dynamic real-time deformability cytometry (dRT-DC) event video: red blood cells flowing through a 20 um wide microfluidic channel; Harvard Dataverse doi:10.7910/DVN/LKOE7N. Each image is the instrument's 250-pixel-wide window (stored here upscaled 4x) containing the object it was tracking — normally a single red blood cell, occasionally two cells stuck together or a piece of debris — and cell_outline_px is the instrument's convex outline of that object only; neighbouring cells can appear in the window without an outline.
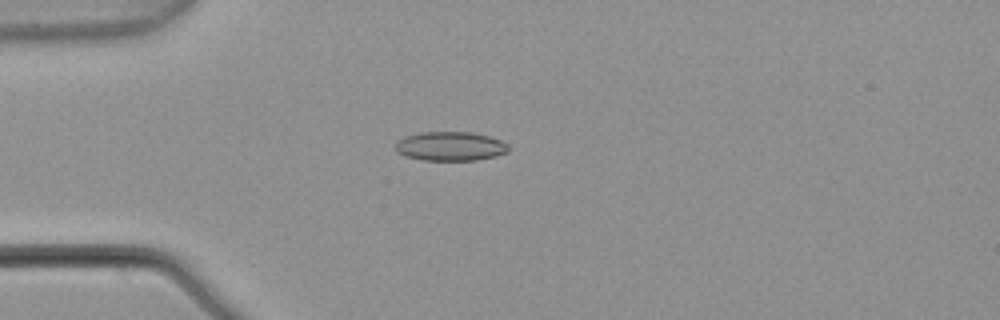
{"species": "common noctule bat (a hibernating species)", "species_latin": "Nyctalus noctula", "temperature_condition": "warm", "stored_images_in_passage": 5, "camera_frame_rate_fps": 3000, "um_per_image_px": 0.085, "animal": {"sex": "male", "body_mass_g": 21.5, "forearm_length_mm": 52.0}, "frame": {"image": 1, "passage_image": 3, "time_ms": 0.667, "image_size_px": [1000, 320], "cell_outline_px": [[508, 152], [496, 156], [476, 160], [424, 160], [404, 156], [396, 152], [396, 140], [404, 136], [420, 132], [472, 132], [488, 136], [500, 140], [508, 144]], "centroid_in_image_um": [38.25, 12.43], "position_along_channel_um": 46.7, "area_um2": 19.31}}
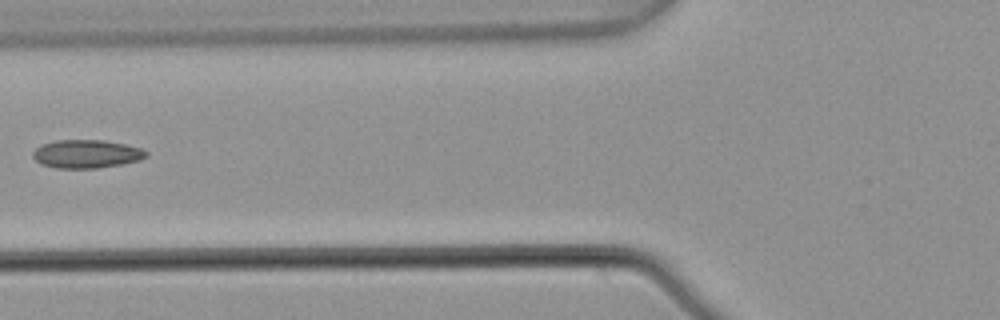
{"frame": {"image": 2, "passage_image": 5, "time_ms": 1.333, "image_size_px": [1000, 320], "cell_outline_px": [[148, 156], [140, 160], [120, 164], [96, 168], [56, 168], [40, 164], [32, 156], [32, 152], [40, 144], [56, 140], [104, 140], [124, 144], [140, 148], [148, 152]], "centroid_in_image_um": [7.32, 13.08], "position_along_channel_um": 118.5, "area_um2": 18.73}}